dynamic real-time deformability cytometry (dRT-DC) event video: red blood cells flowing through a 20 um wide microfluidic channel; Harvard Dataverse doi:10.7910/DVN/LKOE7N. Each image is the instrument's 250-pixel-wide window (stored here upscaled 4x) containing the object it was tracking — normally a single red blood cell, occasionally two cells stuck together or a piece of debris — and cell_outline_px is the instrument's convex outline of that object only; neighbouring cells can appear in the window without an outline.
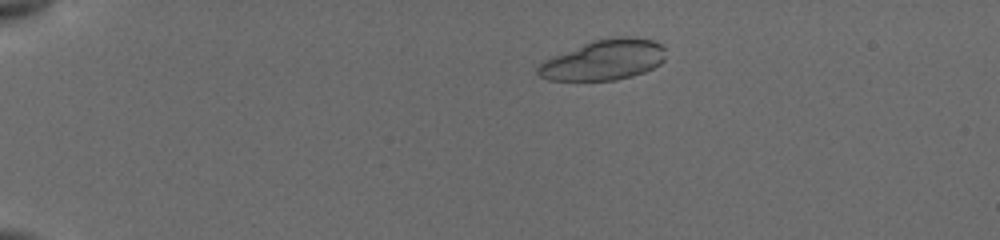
{"species": "common noctule bat (a hibernating species)", "species_latin": "Nyctalus noctula", "temperature_condition": "cold", "stored_images_in_passage": 20, "camera_frame_rate_fps": 3000, "um_per_image_px": 0.085, "animal": {"sex": "female", "body_mass_g": 19.5, "forearm_length_mm": 54.1}, "frame": {"image": 1, "passage_image": 6, "time_ms": 2.333, "image_size_px": [1000, 240], "cell_outline_px": [[664, 60], [660, 64], [644, 72], [632, 76], [616, 80], [548, 80], [540, 76], [536, 72], [536, 68], [544, 60], [552, 56], [592, 40], [608, 36], [632, 36], [652, 40], [664, 44]], "centroid_in_image_um": [51.33, 5.07], "position_along_channel_um": 33.7, "area_um2": 30.35}}
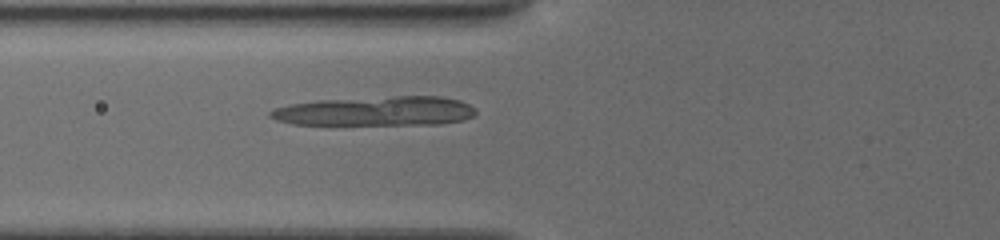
{"frame": {"image": 2, "passage_image": 17, "time_ms": 6.0, "image_size_px": [1000, 240], "cell_outline_px": [[476, 112], [472, 116], [464, 120], [440, 124], [292, 124], [276, 120], [268, 116], [268, 112], [276, 108], [292, 104], [320, 100], [396, 96], [440, 96], [460, 100], [468, 104]], "centroid_in_image_um": [31.94, 9.44], "position_along_channel_um": 93.9, "area_um2": 34.91}}